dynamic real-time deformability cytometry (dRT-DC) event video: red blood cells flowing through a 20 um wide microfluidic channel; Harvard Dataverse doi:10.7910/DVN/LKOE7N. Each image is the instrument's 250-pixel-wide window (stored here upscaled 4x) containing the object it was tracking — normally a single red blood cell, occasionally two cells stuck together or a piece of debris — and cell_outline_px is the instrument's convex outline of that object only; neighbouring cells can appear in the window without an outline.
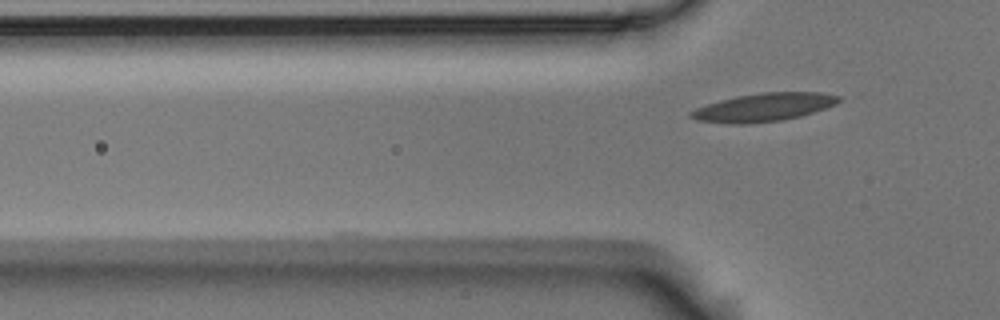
{"species": "Egyptian fruit bat (a non-hibernating species)", "species_latin": "Rousettus aegyptiacus", "temperature_condition": "room temperature", "stored_images_in_passage": 2, "camera_frame_rate_fps": 3000, "um_per_image_px": 0.085, "animal": {"sex": "male"}, "frame": {"image": 1, "passage_image": 2, "time_ms": 0.333, "image_size_px": [1000, 320], "cell_outline_px": [[840, 100], [836, 104], [800, 116], [780, 120], [740, 124], [732, 124], [696, 120], [688, 116], [688, 112], [696, 108], [720, 100], [736, 96], [764, 92], [824, 92], [840, 96]], "centroid_in_image_um": [64.9, 9.11], "position_along_channel_um": 60.9, "area_um2": 24.1}}